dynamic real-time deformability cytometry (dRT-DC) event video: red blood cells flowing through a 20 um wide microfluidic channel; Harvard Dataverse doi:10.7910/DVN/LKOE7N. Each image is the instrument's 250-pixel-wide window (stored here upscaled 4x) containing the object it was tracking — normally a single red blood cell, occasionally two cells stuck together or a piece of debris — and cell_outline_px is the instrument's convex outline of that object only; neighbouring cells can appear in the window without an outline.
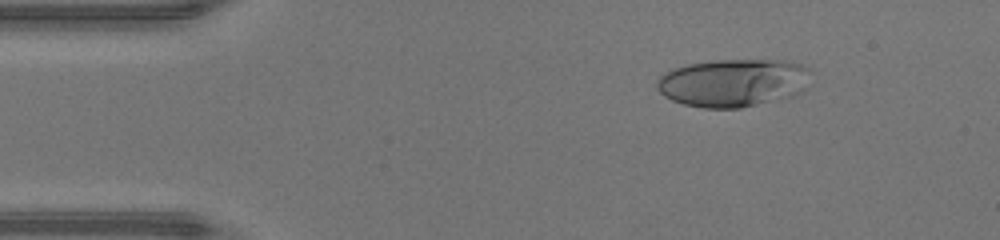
{"species": "human", "species_latin": "Homo sapiens", "temperature_condition": "warm", "stored_images_in_passage": 46, "camera_frame_rate_fps": 3000, "um_per_image_px": 0.085, "donor": {"sex": "male"}, "frame": {"image": 1, "passage_image": 6, "time_ms": 1.667, "image_size_px": [1000, 240], "cell_outline_px": [[812, 72], [804, 88], [796, 96], [740, 108], [704, 108], [684, 104], [672, 100], [664, 96], [656, 88], [656, 80], [664, 72], [688, 64], [716, 60], [784, 60], [800, 64], [808, 68]], "centroid_in_image_um": [62.33, 7.04], "position_along_channel_um": 22.7, "area_um2": 43.23}}
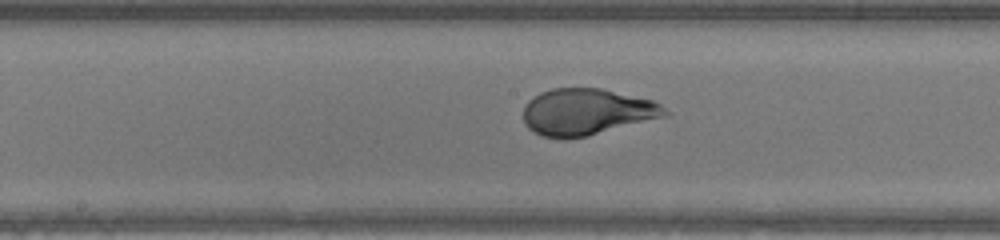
{"frame": {"image": 2, "passage_image": 23, "time_ms": 7.333, "image_size_px": [1000, 240], "cell_outline_px": [[668, 112], [664, 116], [588, 136], [540, 136], [528, 128], [524, 120], [524, 104], [528, 100], [540, 92], [552, 88], [600, 88], [652, 100], [660, 104]], "centroid_in_image_um": [49.83, 9.48], "position_along_channel_um": 198.4, "area_um2": 37.63}}
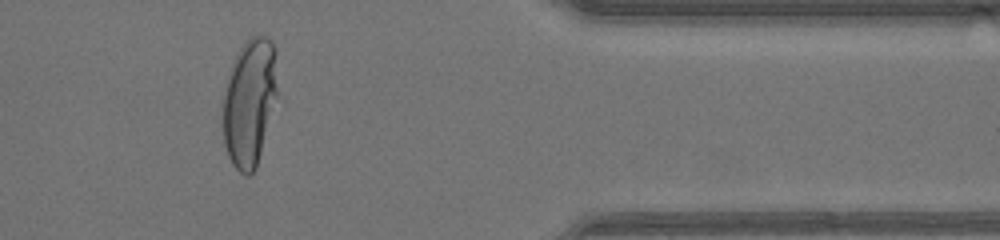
{"frame": {"image": 3, "passage_image": 38, "time_ms": 12.333, "image_size_px": [1000, 240], "cell_outline_px": [[276, 100], [256, 168], [248, 176], [240, 172], [232, 164], [228, 156], [224, 144], [224, 84], [232, 64], [244, 40], [252, 36], [268, 36], [272, 40], [276, 48]], "centroid_in_image_um": [21.21, 8.65], "position_along_channel_um": 390.2, "area_um2": 40.52}, "authors_computed_cell_mechanics": {"area_um2": 39.6797, "velocity_mm_per_s": 4.3613, "shape_relaxation_time_tau1_ms": 6.777, "shape_relaxation_time_tau2_ms": null, "deformation_change_tau1": 0.3458, "deformation_change_tau2": null}}